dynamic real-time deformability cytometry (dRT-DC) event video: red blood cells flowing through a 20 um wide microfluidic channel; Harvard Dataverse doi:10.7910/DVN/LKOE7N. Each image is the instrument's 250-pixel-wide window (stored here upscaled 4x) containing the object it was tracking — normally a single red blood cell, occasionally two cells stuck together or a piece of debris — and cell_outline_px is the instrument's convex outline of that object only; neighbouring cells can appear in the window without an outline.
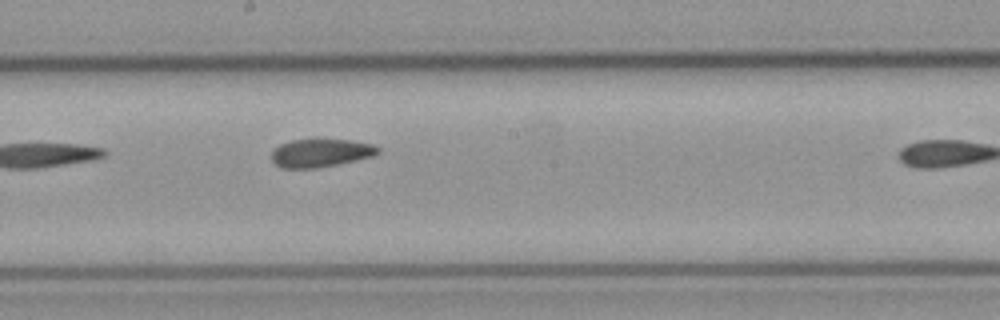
{"species": "common noctule bat (a hibernating species)", "species_latin": "Nyctalus noctula", "temperature_condition": "cold", "stored_images_in_passage": 7, "camera_frame_rate_fps": 3000, "um_per_image_px": 0.085, "animal": {"sex": "male", "body_mass_g": 23.1, "forearm_length_mm": 52.7}, "frame": {"image": 1, "passage_image": 6, "time_ms": 7.0, "image_size_px": [1000, 320], "cell_outline_px": [[380, 152], [372, 156], [340, 164], [320, 168], [280, 168], [272, 160], [272, 152], [280, 144], [292, 140], [316, 136], [348, 140], [372, 144], [380, 148]], "centroid_in_image_um": [27.25, 12.96], "position_along_channel_um": 220.9, "area_um2": 18.15}}